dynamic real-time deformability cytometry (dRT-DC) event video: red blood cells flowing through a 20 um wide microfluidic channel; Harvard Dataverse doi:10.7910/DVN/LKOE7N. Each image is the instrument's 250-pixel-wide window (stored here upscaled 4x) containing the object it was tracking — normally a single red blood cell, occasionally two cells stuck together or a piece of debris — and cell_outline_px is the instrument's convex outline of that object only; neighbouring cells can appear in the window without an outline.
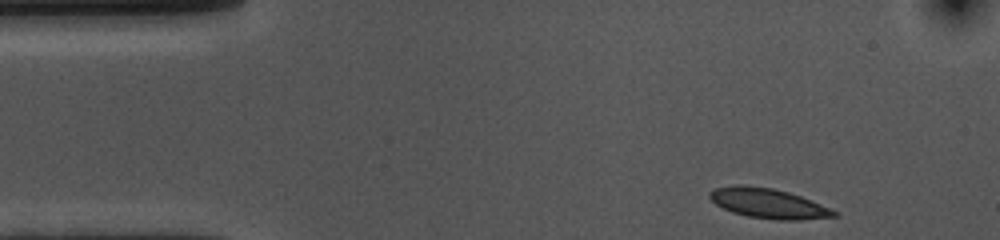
{"species": "common noctule bat (a hibernating species)", "species_latin": "Nyctalus noctula", "temperature_condition": "cold", "stored_images_in_passage": 40, "camera_frame_rate_fps": 3000, "um_per_image_px": 0.085, "animal": {"sex": "female", "body_mass_g": 10.0, "forearm_length_mm": 53.1}, "frame": {"image": 1, "passage_image": 1, "time_ms": 0.0, "image_size_px": [1000, 240], "cell_outline_px": [[836, 216], [800, 220], [780, 220], [748, 216], [732, 212], [716, 204], [708, 196], [708, 192], [716, 188], [736, 184], [744, 184], [772, 188], [788, 192], [800, 196], [828, 208], [836, 212]], "centroid_in_image_um": [65.24, 17.27], "position_along_channel_um": 19.8, "area_um2": 21.33}}
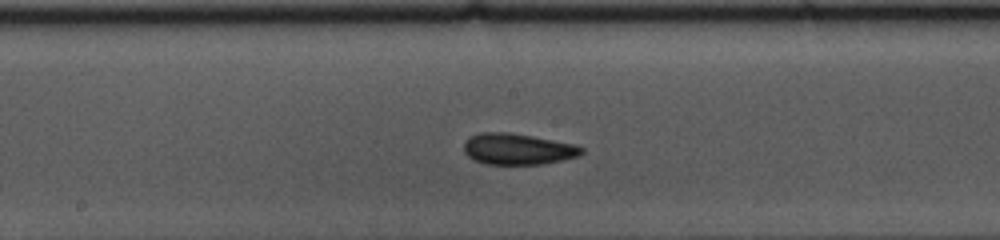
{"frame": {"image": 2, "passage_image": 22, "time_ms": 7.0, "image_size_px": [1000, 240], "cell_outline_px": [[584, 152], [576, 156], [544, 164], [484, 164], [472, 160], [464, 152], [464, 144], [468, 136], [480, 132], [508, 132], [532, 136], [576, 144], [584, 148]], "centroid_in_image_um": [43.97, 12.66], "position_along_channel_um": 204.2, "area_um2": 21.5}}
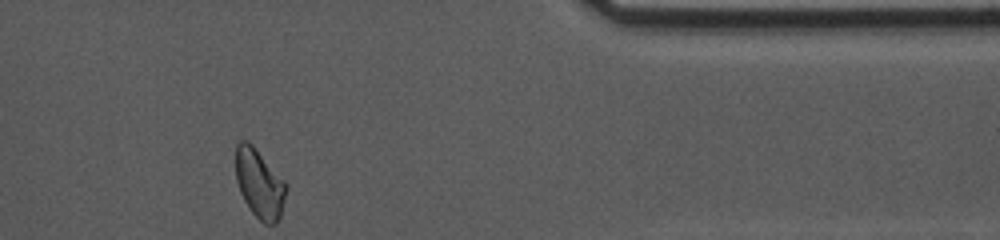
{"frame": {"image": 3, "passage_image": 40, "time_ms": 13.0, "image_size_px": [1000, 240], "cell_outline_px": [[288, 188], [280, 220], [276, 224], [264, 224], [252, 212], [244, 200], [240, 192], [236, 180], [236, 144], [240, 140], [248, 140], [252, 144], [288, 184]], "centroid_in_image_um": [22.08, 15.62], "position_along_channel_um": 389.3, "area_um2": 20.52}, "authors_computed_cell_mechanics": {"area_um2": 21.0681, "velocity_mm_per_s": 3.5617, "shape_relaxation_time_tau1_ms": 3.4971, "shape_relaxation_time_tau2_ms": 2.1619, "deformation_change_tau1": 0.0958, "deformation_change_tau2": 0.0606}}